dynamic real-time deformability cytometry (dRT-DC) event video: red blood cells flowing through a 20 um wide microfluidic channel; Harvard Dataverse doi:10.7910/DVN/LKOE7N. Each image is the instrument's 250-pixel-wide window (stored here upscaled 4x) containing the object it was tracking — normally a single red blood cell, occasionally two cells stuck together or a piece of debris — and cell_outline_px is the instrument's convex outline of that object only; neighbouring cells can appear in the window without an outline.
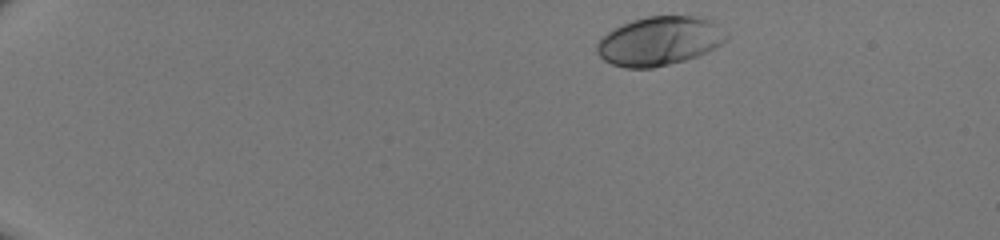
{"species": "human", "species_latin": "Homo sapiens", "temperature_condition": "room temperature", "stored_images_in_passage": 43, "camera_frame_rate_fps": 3000, "um_per_image_px": 0.085, "donor": {"sex": "male"}, "frame": {"image": 1, "passage_image": 2, "time_ms": 0.333, "image_size_px": [1000, 240], "cell_outline_px": [[728, 40], [696, 56], [684, 60], [652, 68], [624, 68], [612, 64], [604, 60], [596, 52], [596, 44], [608, 32], [632, 20], [648, 16], [692, 16], [712, 20], [728, 36]], "centroid_in_image_um": [56.03, 3.49], "position_along_channel_um": 29.0, "area_um2": 36.41}}
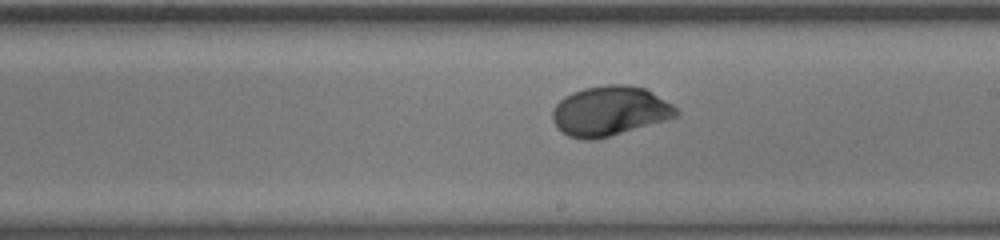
{"frame": {"image": 2, "passage_image": 25, "time_ms": 8.0, "image_size_px": [1000, 240], "cell_outline_px": [[680, 116], [668, 120], [596, 140], [584, 140], [568, 136], [560, 132], [556, 128], [552, 120], [552, 112], [556, 104], [564, 96], [572, 92], [584, 88], [604, 84], [628, 84], [644, 88], [652, 92], [672, 104], [680, 112]], "centroid_in_image_um": [51.83, 9.44], "position_along_channel_um": 237.2, "area_um2": 36.36}}
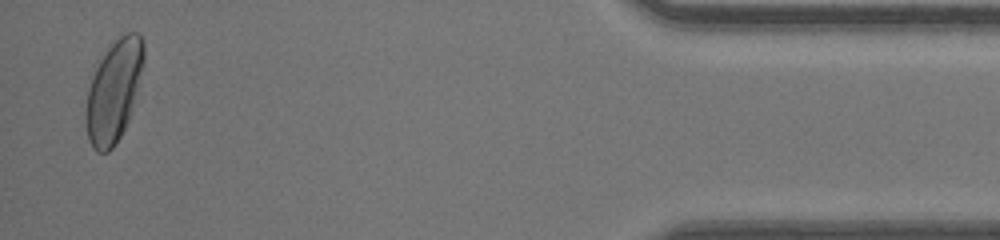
{"frame": {"image": 3, "passage_image": 42, "time_ms": 13.667, "image_size_px": [1000, 240], "cell_outline_px": [[144, 64], [128, 120], [116, 144], [108, 152], [96, 152], [92, 148], [88, 140], [84, 120], [88, 88], [92, 76], [100, 60], [108, 48], [124, 32], [136, 32], [140, 36], [144, 44]], "centroid_in_image_um": [9.65, 7.76], "position_along_channel_um": 425.5, "area_um2": 34.1}}